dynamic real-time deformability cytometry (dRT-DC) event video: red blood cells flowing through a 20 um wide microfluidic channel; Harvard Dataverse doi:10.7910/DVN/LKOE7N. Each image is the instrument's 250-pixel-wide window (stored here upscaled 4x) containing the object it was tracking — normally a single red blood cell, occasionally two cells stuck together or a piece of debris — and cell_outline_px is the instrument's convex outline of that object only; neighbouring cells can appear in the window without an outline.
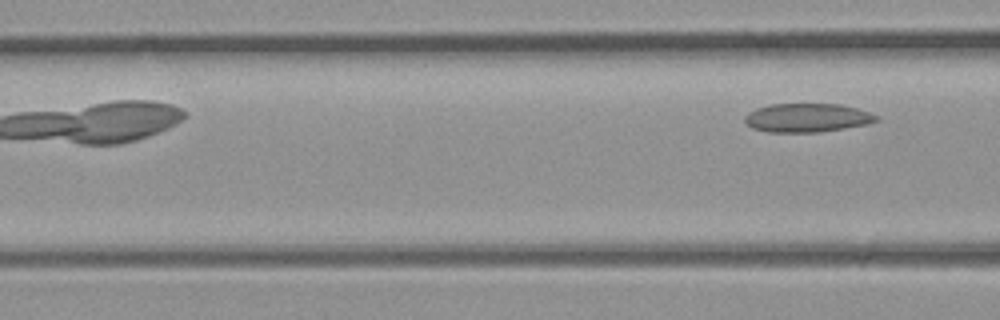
{"species": "common noctule bat (a hibernating species)", "species_latin": "Nyctalus noctula", "temperature_condition": "room temperature", "stored_images_in_passage": 3, "camera_frame_rate_fps": 3000, "um_per_image_px": 0.085, "animal": {"sex": "male", "body_mass_g": 23.1, "forearm_length_mm": 52.7}, "frame": {"image": 1, "passage_image": 3, "time_ms": 0.667, "image_size_px": [1000, 320], "cell_outline_px": [[880, 120], [868, 124], [820, 132], [768, 132], [752, 128], [744, 120], [744, 116], [748, 112], [756, 108], [768, 104], [840, 104], [856, 108], [880, 116]], "centroid_in_image_um": [68.61, 10.01], "position_along_channel_um": 98.0, "area_um2": 22.14}}